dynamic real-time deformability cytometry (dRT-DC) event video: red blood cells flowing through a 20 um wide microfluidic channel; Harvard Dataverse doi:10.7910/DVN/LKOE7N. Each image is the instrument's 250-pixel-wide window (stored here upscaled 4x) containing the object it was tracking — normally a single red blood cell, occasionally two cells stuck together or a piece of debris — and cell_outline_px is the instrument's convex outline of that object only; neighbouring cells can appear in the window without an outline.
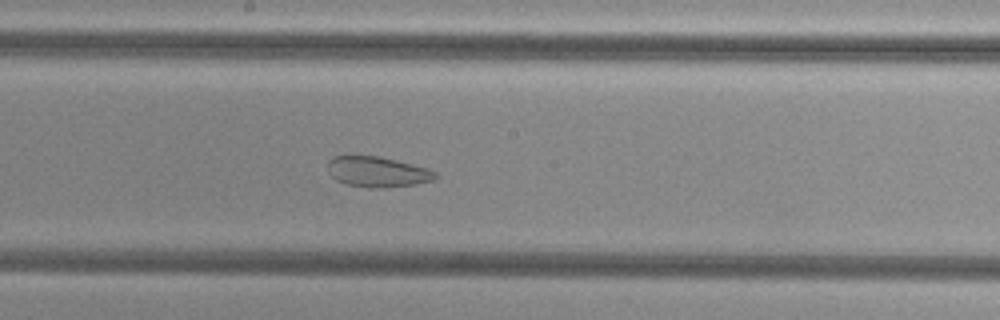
{"species": "common noctule bat (a hibernating species)", "species_latin": "Nyctalus noctula", "temperature_condition": "cold", "stored_images_in_passage": 40, "camera_frame_rate_fps": 3000, "um_per_image_px": 0.085, "animal": {"sex": "female", "body_mass_g": 29.2, "forearm_length_mm": 56.3}, "frame": {"image": 1, "passage_image": 15, "time_ms": 4.667, "image_size_px": [1000, 320], "cell_outline_px": [[436, 176], [432, 180], [416, 184], [380, 188], [368, 188], [348, 184], [336, 180], [328, 172], [328, 160], [332, 156], [380, 156], [428, 168], [436, 172]], "centroid_in_image_um": [32.06, 14.6], "position_along_channel_um": 216.1, "area_um2": 19.02}}
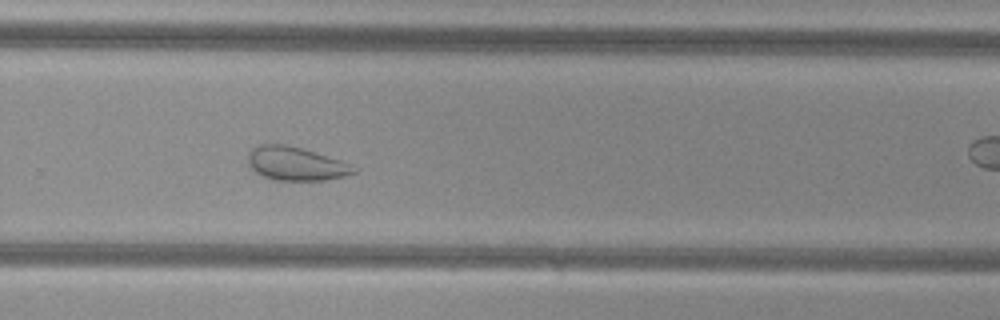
{"frame": {"image": 2, "passage_image": 22, "time_ms": 7.0, "image_size_px": [1000, 320], "cell_outline_px": [[360, 168], [356, 172], [344, 176], [324, 180], [276, 180], [264, 176], [256, 172], [248, 164], [248, 152], [252, 148], [260, 144], [284, 144], [300, 148], [340, 160]], "centroid_in_image_um": [25.15, 13.91], "position_along_channel_um": 304.7, "area_um2": 20.52}}
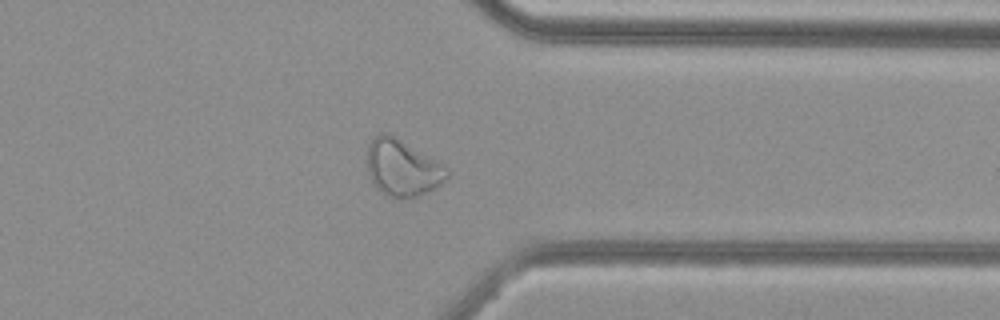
{"frame": {"image": 3, "passage_image": 28, "time_ms": 9.0, "image_size_px": [1000, 320], "cell_outline_px": [[452, 172], [436, 188], [416, 196], [388, 196], [380, 192], [376, 188], [368, 176], [368, 144], [372, 136], [380, 132], [384, 132], [396, 136], [444, 164]], "centroid_in_image_um": [34.21, 14.22], "position_along_channel_um": 377.2, "area_um2": 26.47}, "authors_computed_cell_mechanics": {"area_um2": 25.4898, "velocity_mm_per_s": 3.7959, "shape_relaxation_time_tau1_ms": null, "shape_relaxation_time_tau2_ms": 1.8587, "deformation_change_tau1": null, "deformation_change_tau2": 0.0857}}